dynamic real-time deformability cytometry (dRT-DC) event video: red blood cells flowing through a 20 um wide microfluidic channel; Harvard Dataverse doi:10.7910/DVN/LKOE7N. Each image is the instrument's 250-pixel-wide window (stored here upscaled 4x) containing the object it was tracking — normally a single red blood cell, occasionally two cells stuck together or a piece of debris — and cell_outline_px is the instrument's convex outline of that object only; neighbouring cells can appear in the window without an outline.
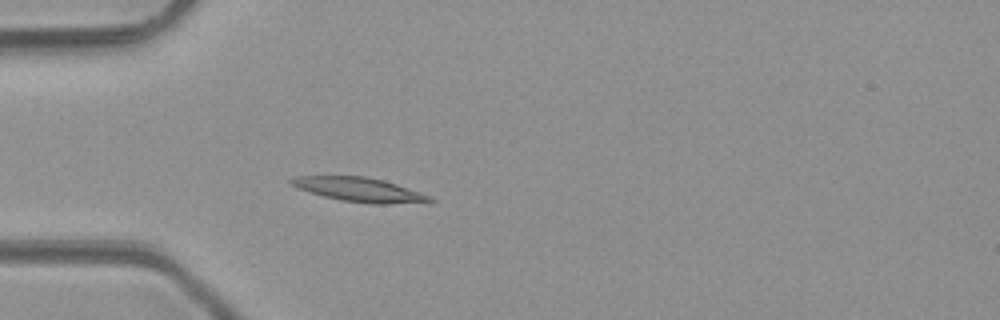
{"species": "common noctule bat (a hibernating species)", "species_latin": "Nyctalus noctula", "temperature_condition": "room temperature", "stored_images_in_passage": 3, "camera_frame_rate_fps": 3000, "um_per_image_px": 0.085, "animal": {"sex": "male", "body_mass_g": 23.1, "forearm_length_mm": 52.7}, "frame": {"image": 1, "passage_image": 3, "time_ms": 3.0, "image_size_px": [1000, 320], "cell_outline_px": [[436, 200], [388, 204], [376, 204], [340, 200], [324, 196], [300, 188], [292, 184], [288, 180], [296, 176], [364, 176], [384, 180], [432, 196]], "centroid_in_image_um": [30.56, 16.11], "position_along_channel_um": 54.4, "area_um2": 19.07}}